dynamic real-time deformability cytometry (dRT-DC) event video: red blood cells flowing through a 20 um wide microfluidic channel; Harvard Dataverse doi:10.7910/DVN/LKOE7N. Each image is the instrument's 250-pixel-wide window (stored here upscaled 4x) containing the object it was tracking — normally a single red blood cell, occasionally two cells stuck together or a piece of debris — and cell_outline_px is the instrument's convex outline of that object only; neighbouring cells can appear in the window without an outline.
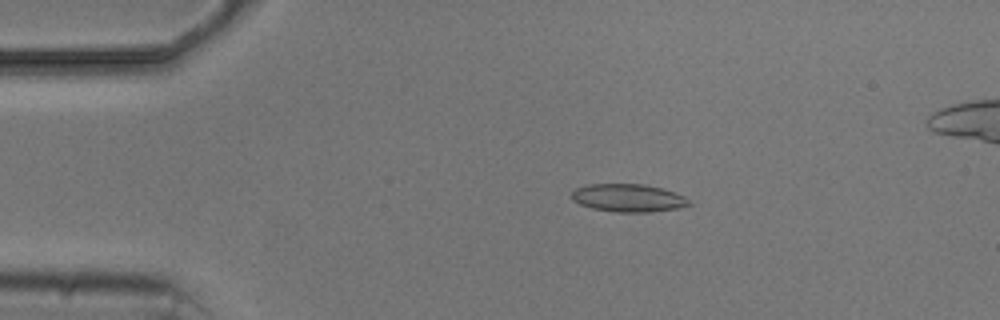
{"species": "common noctule bat (a hibernating species)", "species_latin": "Nyctalus noctula", "temperature_condition": "cold", "stored_images_in_passage": 5, "camera_frame_rate_fps": 3000, "um_per_image_px": 0.085, "animal": {"sex": "male", "body_mass_g": 20.5, "forearm_length_mm": 52.5}, "frame": {"image": 1, "passage_image": 3, "time_ms": 2.333, "image_size_px": [1000, 320], "cell_outline_px": [[692, 204], [676, 208], [648, 212], [616, 212], [592, 208], [580, 204], [572, 200], [572, 192], [576, 188], [588, 184], [644, 184], [664, 188], [676, 192], [684, 196]], "centroid_in_image_um": [53.4, 16.81], "position_along_channel_um": 31.6, "area_um2": 19.07}}
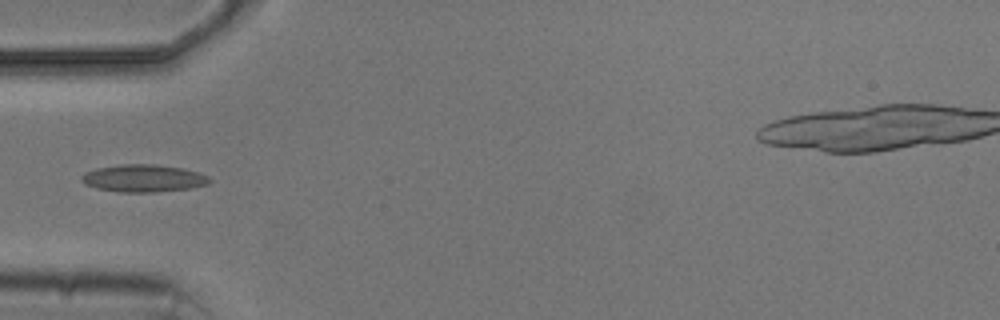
{"frame": {"image": 2, "passage_image": 5, "time_ms": 4.667, "image_size_px": [1000, 320], "cell_outline_px": [[212, 180], [208, 184], [192, 188], [152, 192], [120, 192], [96, 188], [84, 184], [80, 180], [80, 176], [84, 172], [96, 168], [120, 164], [156, 164], [184, 168], [208, 176]], "centroid_in_image_um": [12.16, 15.15], "position_along_channel_um": 72.8, "area_um2": 20.63}}